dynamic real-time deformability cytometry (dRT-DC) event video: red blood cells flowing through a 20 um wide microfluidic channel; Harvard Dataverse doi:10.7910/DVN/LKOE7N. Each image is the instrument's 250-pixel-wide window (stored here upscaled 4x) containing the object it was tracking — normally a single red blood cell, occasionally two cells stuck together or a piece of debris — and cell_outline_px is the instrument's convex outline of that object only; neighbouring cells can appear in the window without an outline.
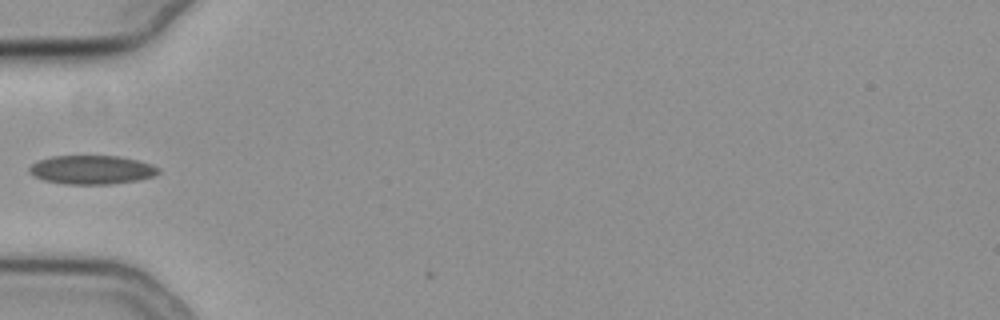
{"species": "common noctule bat (a hibernating species)", "species_latin": "Nyctalus noctula", "temperature_condition": "cold", "stored_images_in_passage": 2, "camera_frame_rate_fps": 3000, "um_per_image_px": 0.085, "animal": {"sex": "female", "body_mass_g": 19.3, "forearm_length_mm": 54.1}, "frame": {"image": 1, "passage_image": 1, "time_ms": 0.0, "image_size_px": [1000, 320], "cell_outline_px": [[160, 172], [156, 176], [140, 180], [112, 184], [64, 184], [44, 180], [32, 176], [28, 172], [28, 168], [36, 160], [52, 156], [120, 156], [140, 160], [152, 164], [160, 168]], "centroid_in_image_um": [7.82, 14.43], "position_along_channel_um": 77.2, "area_um2": 22.14}}